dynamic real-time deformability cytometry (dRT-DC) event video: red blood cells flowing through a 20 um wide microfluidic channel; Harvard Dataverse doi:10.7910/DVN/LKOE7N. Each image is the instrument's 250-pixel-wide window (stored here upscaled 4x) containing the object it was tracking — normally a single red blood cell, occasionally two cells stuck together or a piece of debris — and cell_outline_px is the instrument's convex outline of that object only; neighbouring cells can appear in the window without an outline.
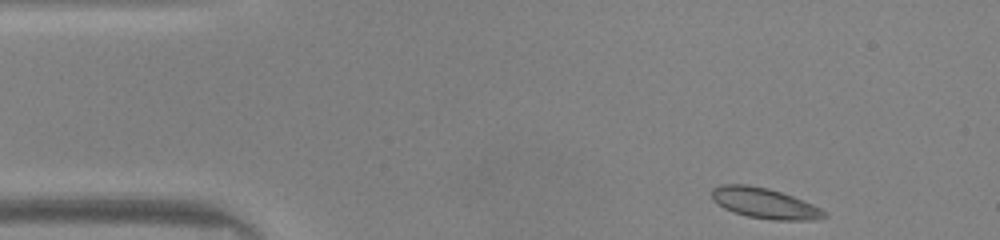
{"species": "common noctule bat (a hibernating species)", "species_latin": "Nyctalus noctula", "temperature_condition": "warm", "stored_images_in_passage": 44, "camera_frame_rate_fps": 3000, "um_per_image_px": 0.085, "animal": {"sex": "male", "body_mass_g": 20.0, "forearm_length_mm": 53.3}, "frame": {"image": 1, "passage_image": 1, "time_ms": 0.0, "image_size_px": [1000, 240], "cell_outline_px": [[828, 216], [816, 220], [772, 220], [748, 216], [732, 212], [716, 204], [712, 200], [712, 188], [720, 184], [748, 184], [768, 188], [792, 196], [812, 204], [828, 212]], "centroid_in_image_um": [64.98, 17.27], "position_along_channel_um": 20.0, "area_um2": 20.17}}
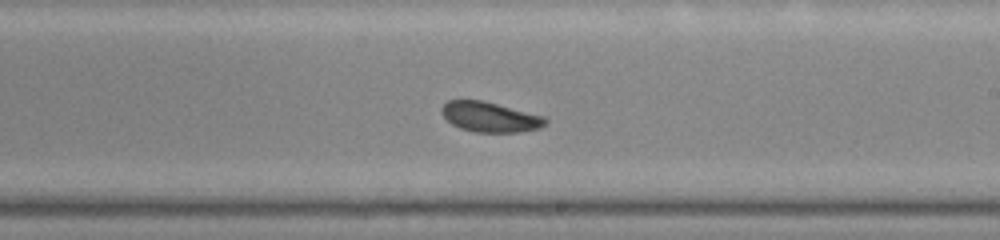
{"frame": {"image": 2, "passage_image": 23, "time_ms": 7.333, "image_size_px": [1000, 240], "cell_outline_px": [[548, 124], [540, 128], [520, 132], [476, 132], [460, 128], [452, 124], [440, 112], [440, 108], [448, 100], [484, 100], [544, 116], [548, 120]], "centroid_in_image_um": [41.67, 9.94], "position_along_channel_um": 247.3, "area_um2": 18.32}}
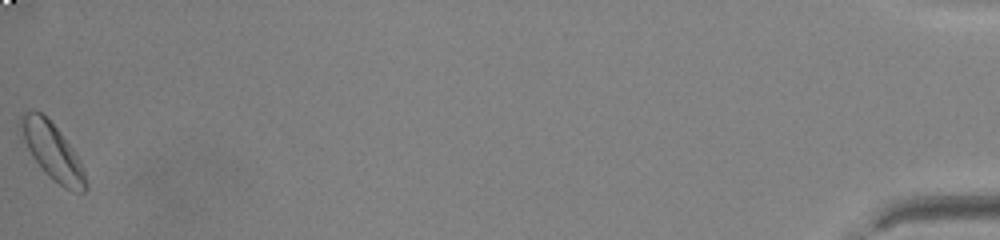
{"frame": {"image": 3, "passage_image": 44, "time_ms": 14.333, "image_size_px": [1000, 240], "cell_outline_px": [[88, 188], [84, 192], [72, 192], [64, 188], [44, 172], [32, 156], [24, 140], [20, 124], [20, 116], [24, 112], [40, 112], [60, 132], [76, 152], [84, 168], [88, 184]], "centroid_in_image_um": [4.52, 12.94], "position_along_channel_um": 430.7, "area_um2": 21.1}, "authors_computed_cell_mechanics": {"area_um2": 18.5538, "velocity_mm_per_s": 4.1266, "shape_relaxation_time_tau1_ms": 2.884, "shape_relaxation_time_tau2_ms": 2.439, "deformation_change_tau1": 0.0837, "deformation_change_tau2": 0.0709}}